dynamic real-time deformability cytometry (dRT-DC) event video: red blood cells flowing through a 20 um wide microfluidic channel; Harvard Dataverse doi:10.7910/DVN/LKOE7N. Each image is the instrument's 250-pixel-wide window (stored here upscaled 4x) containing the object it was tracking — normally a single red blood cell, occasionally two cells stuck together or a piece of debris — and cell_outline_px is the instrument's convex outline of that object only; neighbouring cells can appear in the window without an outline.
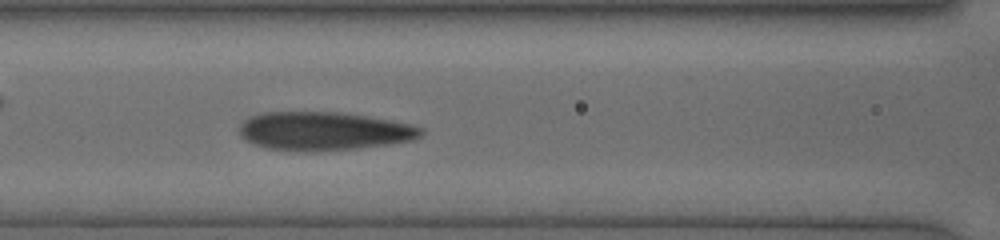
{"species": "human", "species_latin": "Homo sapiens", "temperature_condition": "cold", "stored_images_in_passage": 38, "camera_frame_rate_fps": 3000, "um_per_image_px": 0.085, "donor": {"sex": "female"}, "frame": {"image": 1, "passage_image": 12, "time_ms": 2.667, "image_size_px": [1000, 240], "cell_outline_px": [[424, 132], [420, 136], [412, 140], [388, 144], [360, 148], [316, 152], [304, 152], [264, 148], [240, 136], [240, 124], [244, 120], [252, 116], [264, 112], [340, 112], [392, 120], [412, 124], [424, 128]], "centroid_in_image_um": [27.55, 11.15], "position_along_channel_um": 139.1, "area_um2": 40.98}}
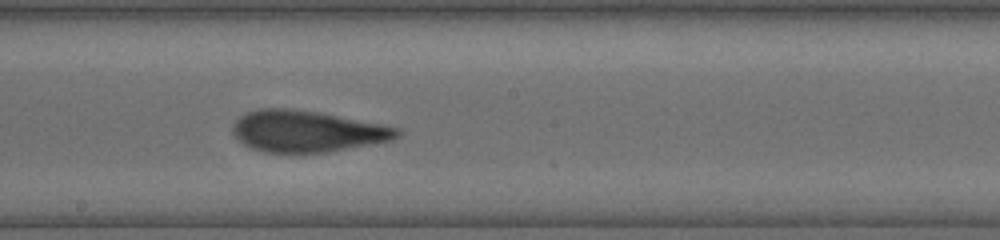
{"frame": {"image": 2, "passage_image": 21, "time_ms": 4.667, "image_size_px": [1000, 240], "cell_outline_px": [[400, 136], [392, 140], [328, 152], [264, 152], [252, 148], [244, 144], [232, 132], [232, 124], [240, 116], [248, 112], [260, 108], [292, 108], [320, 112], [400, 128]], "centroid_in_image_um": [26.09, 11.15], "position_along_channel_um": 222.1, "area_um2": 39.54}}
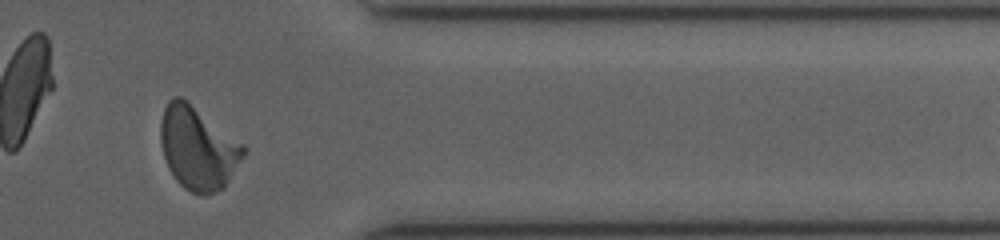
{"frame": {"image": 3, "passage_image": 36, "time_ms": 9.0, "image_size_px": [1000, 240], "cell_outline_px": [[248, 148], [244, 156], [224, 188], [216, 192], [192, 192], [184, 188], [176, 180], [168, 168], [164, 156], [160, 140], [160, 120], [164, 108], [168, 100], [172, 96], [180, 96], [244, 144]], "centroid_in_image_um": [16.81, 12.57], "position_along_channel_um": 394.6, "area_um2": 39.77}}